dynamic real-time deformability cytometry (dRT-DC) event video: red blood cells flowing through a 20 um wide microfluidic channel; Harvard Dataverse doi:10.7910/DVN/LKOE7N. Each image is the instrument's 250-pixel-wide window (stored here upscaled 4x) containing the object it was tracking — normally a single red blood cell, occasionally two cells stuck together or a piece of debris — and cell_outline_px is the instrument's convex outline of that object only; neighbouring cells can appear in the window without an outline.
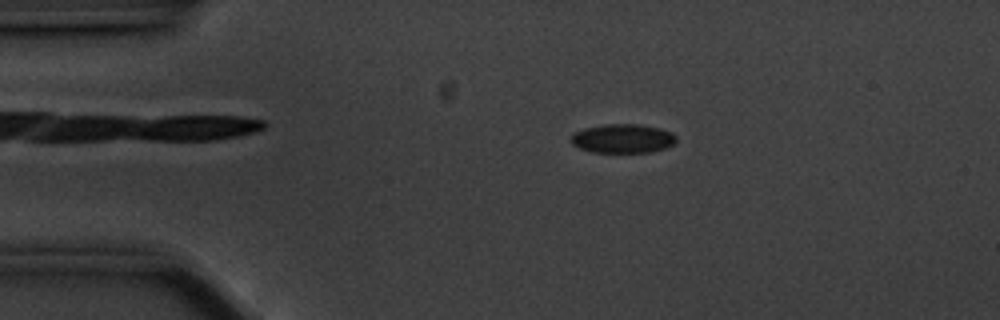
{"species": "common noctule bat (a hibernating species)", "species_latin": "Nyctalus noctula", "temperature_condition": "cold", "stored_images_in_passage": 52, "camera_frame_rate_fps": 3000, "um_per_image_px": 0.085, "animal": {"sex": "male", "body_mass_g": 20.1, "forearm_length_mm": 53.5}, "frame": {"image": 1, "passage_image": 6, "time_ms": 1.667, "image_size_px": [1000, 320], "cell_outline_px": [[676, 140], [672, 144], [664, 148], [652, 152], [592, 152], [580, 148], [572, 144], [568, 140], [572, 132], [584, 128], [604, 124], [636, 124], [660, 128], [672, 132], [676, 136]], "centroid_in_image_um": [52.88, 11.77], "position_along_channel_um": 32.1, "area_um2": 17.92}}
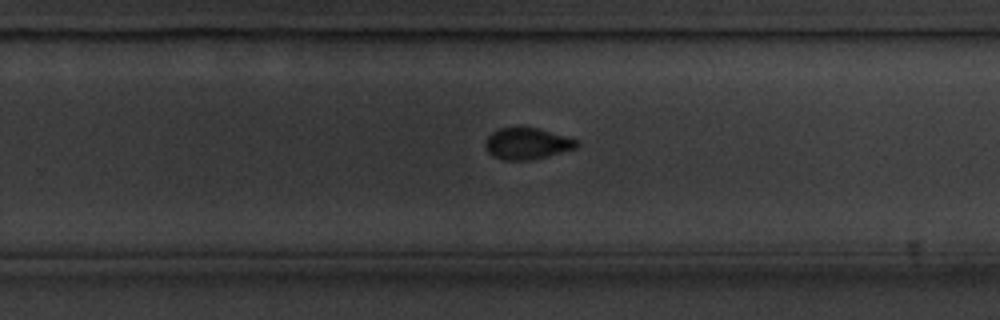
{"frame": {"image": 2, "passage_image": 31, "time_ms": 10.0, "image_size_px": [1000, 320], "cell_outline_px": [[580, 144], [576, 148], [548, 156], [528, 160], [504, 160], [492, 156], [488, 152], [484, 144], [484, 140], [492, 132], [500, 128], [536, 128], [564, 136], [576, 140]], "centroid_in_image_um": [44.76, 12.22], "position_along_channel_um": 285.0, "area_um2": 16.53}}
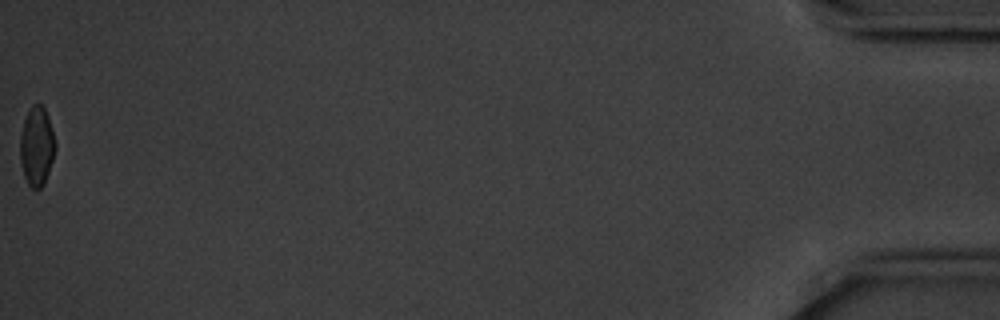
{"frame": {"image": 3, "passage_image": 52, "time_ms": 17.0, "image_size_px": [1000, 320], "cell_outline_px": [[56, 148], [44, 184], [40, 188], [32, 188], [28, 184], [24, 176], [20, 160], [20, 136], [24, 120], [32, 104], [40, 104], [44, 108], [48, 116], [56, 144]], "centroid_in_image_um": [3.12, 12.43], "position_along_channel_um": 432.1, "area_um2": 16.07}, "authors_computed_cell_mechanics": {"area_um2": 17.4845, "velocity_mm_per_s": 3.524, "shape_relaxation_time_tau1_ms": 2.63, "shape_relaxation_time_tau2_ms": 3.1732, "deformation_change_tau1": 0.078, "deformation_change_tau2": 0.0614}}